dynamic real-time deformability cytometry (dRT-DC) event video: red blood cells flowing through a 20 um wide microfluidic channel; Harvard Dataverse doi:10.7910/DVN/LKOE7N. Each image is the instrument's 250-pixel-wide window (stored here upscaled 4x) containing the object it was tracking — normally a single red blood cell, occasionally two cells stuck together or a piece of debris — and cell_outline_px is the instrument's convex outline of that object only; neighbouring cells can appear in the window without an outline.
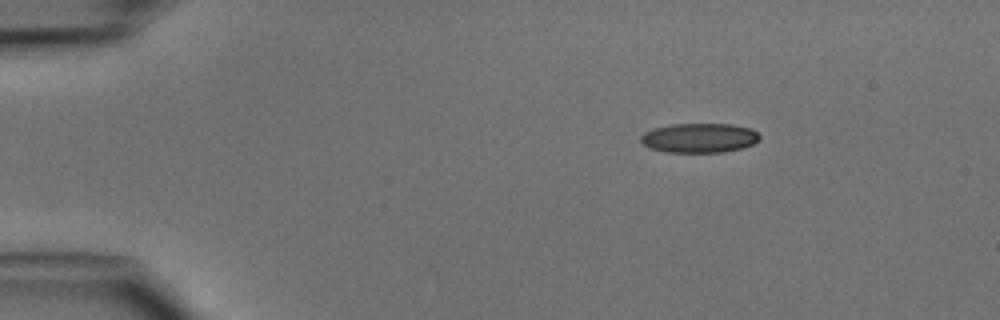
{"species": "common noctule bat (a hibernating species)", "species_latin": "Nyctalus noctula", "temperature_condition": "cold", "stored_images_in_passage": 3, "camera_frame_rate_fps": 3000, "um_per_image_px": 0.085, "animal": {"sex": "male", "body_mass_g": 15.6}, "frame": {"image": 1, "passage_image": 1, "time_ms": 0.0, "image_size_px": [1000, 320], "cell_outline_px": [[760, 136], [752, 144], [740, 148], [724, 152], [664, 152], [648, 148], [640, 140], [640, 136], [644, 132], [652, 128], [672, 124], [732, 124], [752, 128]], "centroid_in_image_um": [59.39, 11.72], "position_along_channel_um": 25.6, "area_um2": 20.46}}
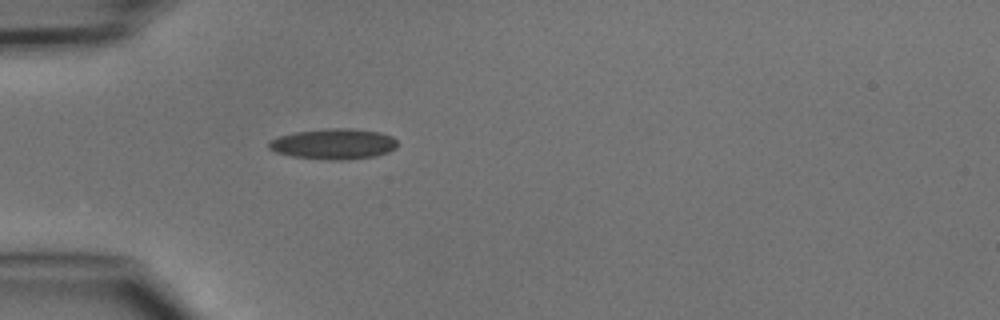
{"frame": {"image": 2, "passage_image": 3, "time_ms": 2.333, "image_size_px": [1000, 320], "cell_outline_px": [[396, 148], [388, 152], [376, 156], [340, 160], [328, 160], [292, 156], [276, 152], [268, 148], [268, 144], [272, 140], [280, 136], [296, 132], [328, 128], [352, 128], [380, 132], [392, 136], [396, 140]], "centroid_in_image_um": [28.38, 12.23], "position_along_channel_um": 56.6, "area_um2": 22.83}}